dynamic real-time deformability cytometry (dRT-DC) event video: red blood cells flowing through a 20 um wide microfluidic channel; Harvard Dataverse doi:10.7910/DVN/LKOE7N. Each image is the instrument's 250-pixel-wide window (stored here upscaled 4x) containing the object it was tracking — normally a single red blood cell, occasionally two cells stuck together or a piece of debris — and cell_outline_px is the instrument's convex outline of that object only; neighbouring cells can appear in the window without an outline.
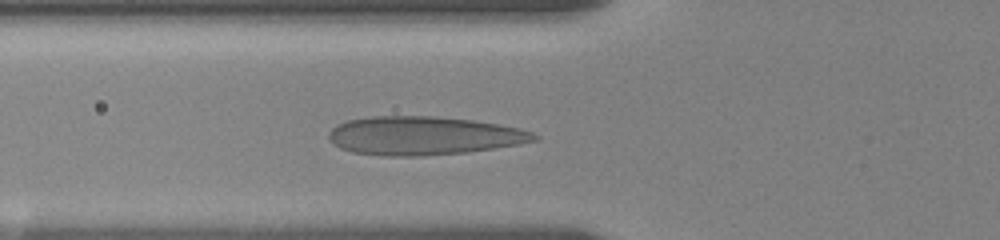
{"species": "human", "species_latin": "Homo sapiens", "temperature_condition": "room temperature", "stored_images_in_passage": 11, "camera_frame_rate_fps": 3000, "um_per_image_px": 0.085, "donor": {"sex": "female"}, "frame": {"image": 1, "passage_image": 9, "time_ms": 3.333, "image_size_px": [1000, 240], "cell_outline_px": [[540, 140], [520, 144], [468, 152], [420, 156], [388, 156], [352, 152], [340, 148], [328, 140], [328, 132], [336, 124], [348, 120], [372, 116], [436, 116], [472, 120], [520, 128], [532, 132], [540, 136]], "centroid_in_image_um": [36.01, 11.53], "position_along_channel_um": 89.8, "area_um2": 46.36}}